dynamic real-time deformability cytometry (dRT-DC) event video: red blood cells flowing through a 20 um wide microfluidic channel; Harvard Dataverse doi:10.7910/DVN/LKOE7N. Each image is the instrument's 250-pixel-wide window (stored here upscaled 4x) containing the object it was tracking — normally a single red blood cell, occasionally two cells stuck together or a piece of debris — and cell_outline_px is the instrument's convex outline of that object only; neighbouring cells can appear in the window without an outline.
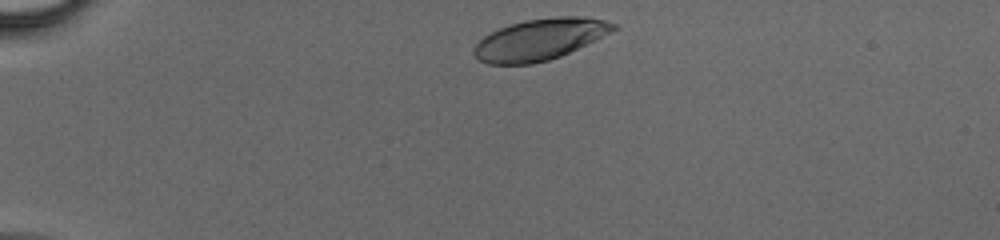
{"species": "human", "species_latin": "Homo sapiens", "temperature_condition": "cold", "stored_images_in_passage": 32, "camera_frame_rate_fps": 3000, "um_per_image_px": 0.085, "donor": {"sex": "male"}, "frame": {"image": 1, "passage_image": 1, "time_ms": 0.0, "image_size_px": [1000, 240], "cell_outline_px": [[620, 28], [560, 56], [548, 60], [532, 64], [488, 64], [480, 60], [472, 52], [472, 48], [484, 36], [500, 28], [524, 20], [556, 16], [584, 16], [604, 20], [616, 24]], "centroid_in_image_um": [45.89, 3.34], "position_along_channel_um": 39.1, "area_um2": 33.41}}
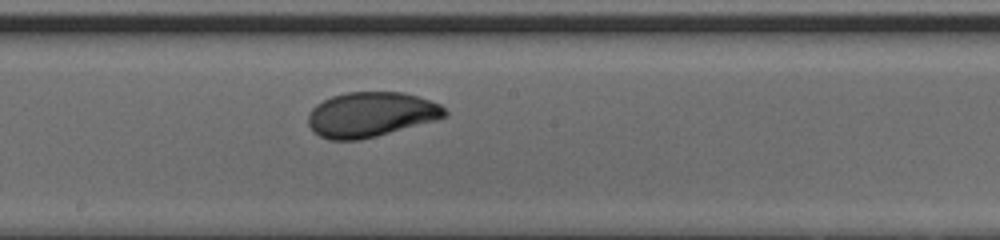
{"frame": {"image": 2, "passage_image": 17, "time_ms": 5.333, "image_size_px": [1000, 240], "cell_outline_px": [[448, 116], [436, 120], [376, 136], [360, 140], [328, 140], [312, 132], [308, 124], [308, 116], [312, 108], [316, 104], [332, 96], [348, 92], [404, 92], [440, 104], [448, 112]], "centroid_in_image_um": [31.51, 9.74], "position_along_channel_um": 216.7, "area_um2": 35.78}}
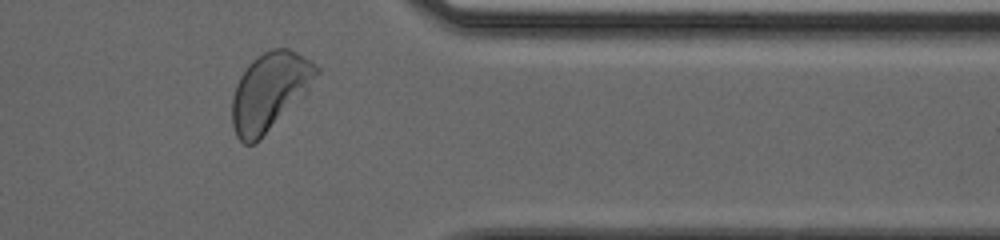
{"frame": {"image": 3, "passage_image": 29, "time_ms": 9.333, "image_size_px": [1000, 240], "cell_outline_px": [[320, 72], [304, 96], [256, 144], [244, 144], [236, 136], [232, 124], [232, 96], [236, 84], [240, 76], [248, 64], [256, 56], [272, 48], [288, 48], [312, 60], [320, 68]], "centroid_in_image_um": [22.93, 7.78], "position_along_channel_um": 388.5, "area_um2": 38.61}}